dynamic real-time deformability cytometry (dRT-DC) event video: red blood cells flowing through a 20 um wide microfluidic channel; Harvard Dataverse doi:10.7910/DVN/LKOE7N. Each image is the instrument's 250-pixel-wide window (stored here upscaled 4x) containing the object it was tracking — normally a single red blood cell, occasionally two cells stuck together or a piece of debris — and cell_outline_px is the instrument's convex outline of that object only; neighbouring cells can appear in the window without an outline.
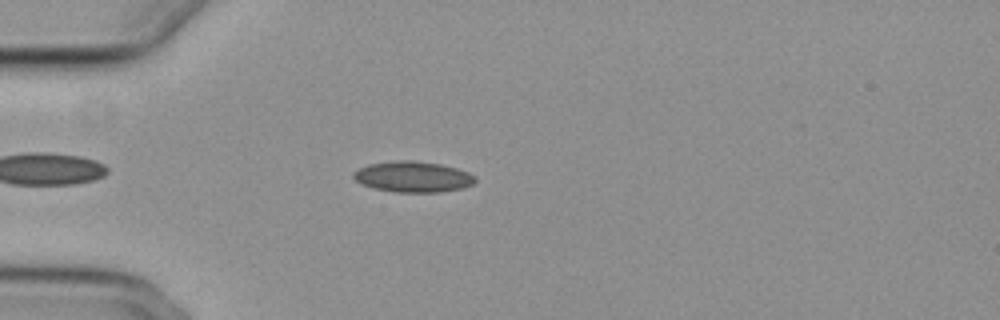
{"species": "common noctule bat (a hibernating species)", "species_latin": "Nyctalus noctula", "temperature_condition": "cold", "stored_images_in_passage": 46, "camera_frame_rate_fps": 3000, "um_per_image_px": 0.085, "animal": {"sex": "female", "body_mass_g": 29.2, "forearm_length_mm": 56.3}, "frame": {"image": 1, "passage_image": 6, "time_ms": 1.667, "image_size_px": [1000, 320], "cell_outline_px": [[476, 180], [472, 184], [464, 188], [440, 192], [396, 192], [372, 188], [360, 184], [352, 176], [352, 172], [368, 164], [396, 160], [412, 160], [440, 164], [456, 168], [468, 172], [476, 176]], "centroid_in_image_um": [35.09, 15.03], "position_along_channel_um": 49.9, "area_um2": 22.02}}
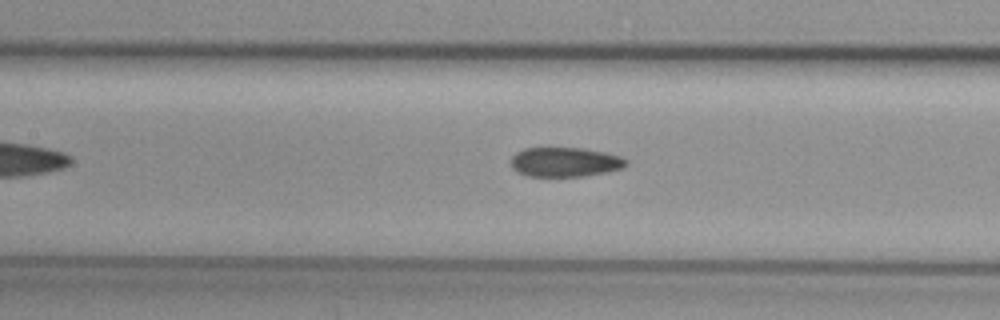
{"frame": {"image": 2, "passage_image": 16, "time_ms": 5.0, "image_size_px": [1000, 320], "cell_outline_px": [[628, 164], [624, 168], [608, 172], [584, 176], [528, 176], [516, 172], [512, 168], [512, 156], [516, 152], [524, 148], [584, 148], [608, 152], [620, 156], [628, 160]], "centroid_in_image_um": [48.07, 13.77], "position_along_channel_um": 159.3, "area_um2": 20.06}}
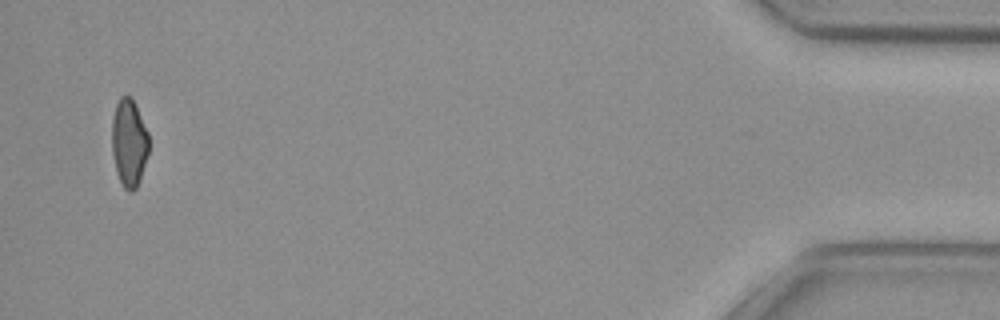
{"frame": {"image": 3, "passage_image": 44, "time_ms": 14.333, "image_size_px": [1000, 320], "cell_outline_px": [[148, 152], [140, 180], [136, 188], [132, 192], [128, 192], [124, 188], [116, 172], [112, 152], [112, 120], [116, 104], [120, 96], [128, 96], [132, 100], [148, 132]], "centroid_in_image_um": [10.95, 12.18], "position_along_channel_um": 424.2, "area_um2": 18.61}, "authors_computed_cell_mechanics": {"area_um2": 20.4034, "velocity_mm_per_s": 3.7397, "shape_relaxation_time_tau1_ms": null, "shape_relaxation_time_tau2_ms": 5.6718, "deformation_change_tau1": null, "deformation_change_tau2": 0.105}}